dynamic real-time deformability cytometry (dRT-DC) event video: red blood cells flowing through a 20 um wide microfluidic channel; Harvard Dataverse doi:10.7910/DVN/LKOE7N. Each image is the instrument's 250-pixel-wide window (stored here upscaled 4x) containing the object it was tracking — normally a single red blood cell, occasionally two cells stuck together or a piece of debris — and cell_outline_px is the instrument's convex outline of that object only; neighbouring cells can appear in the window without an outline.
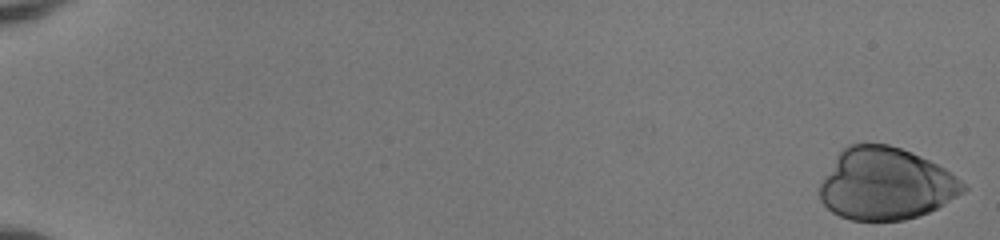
{"species": "human", "species_latin": "Homo sapiens", "temperature_condition": "room temperature", "stored_images_in_passage": 49, "camera_frame_rate_fps": 3000, "um_per_image_px": 0.085, "donor": {"sex": "female"}, "frame": {"image": 1, "passage_image": 1, "time_ms": 0.0, "image_size_px": [1000, 240], "cell_outline_px": [[968, 188], [964, 192], [944, 204], [928, 212], [904, 220], [852, 220], [840, 216], [832, 212], [820, 200], [820, 184], [824, 176], [840, 152], [848, 144], [888, 144], [912, 152], [944, 168], [956, 176]], "centroid_in_image_um": [75.29, 15.63], "position_along_channel_um": 9.7, "area_um2": 59.71}}
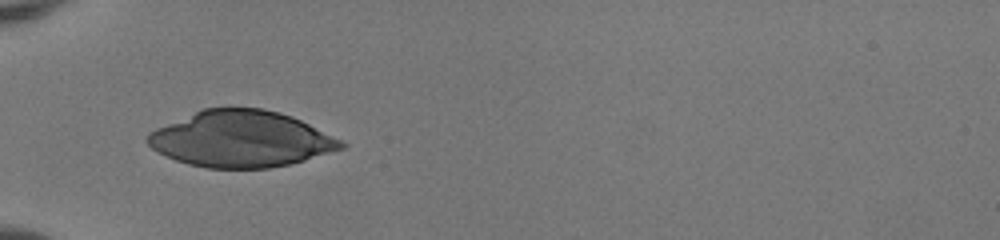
{"frame": {"image": 2, "passage_image": 20, "time_ms": 6.333, "image_size_px": [1000, 240], "cell_outline_px": [[348, 144], [344, 148], [304, 160], [288, 164], [268, 168], [208, 168], [188, 164], [176, 160], [152, 148], [144, 140], [144, 136], [148, 132], [156, 128], [204, 108], [264, 108], [280, 112], [292, 116]], "centroid_in_image_um": [20.46, 11.81], "position_along_channel_um": 64.5, "area_um2": 63.0}}